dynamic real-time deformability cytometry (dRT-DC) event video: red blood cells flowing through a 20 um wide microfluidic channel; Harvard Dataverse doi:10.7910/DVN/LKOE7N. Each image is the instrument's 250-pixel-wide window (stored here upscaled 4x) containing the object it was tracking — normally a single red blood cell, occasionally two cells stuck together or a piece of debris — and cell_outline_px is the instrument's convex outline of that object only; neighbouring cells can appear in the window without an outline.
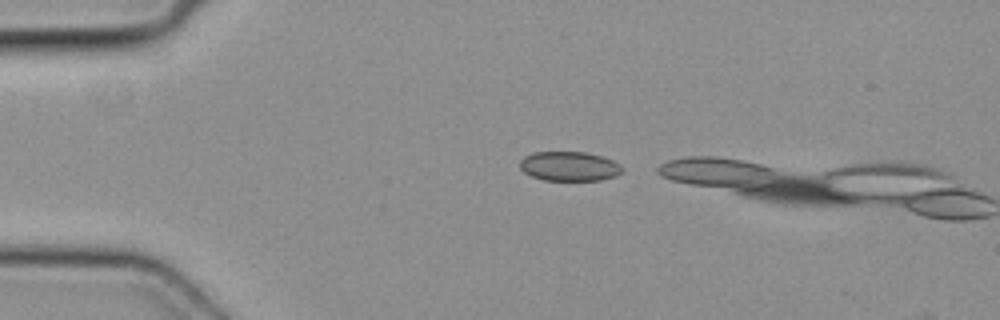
{"species": "common noctule bat (a hibernating species)", "species_latin": "Nyctalus noctula", "temperature_condition": "cold", "stored_images_in_passage": 3, "camera_frame_rate_fps": 3000, "um_per_image_px": 0.085, "animal": {"sex": "female", "body_mass_g": 19.3, "forearm_length_mm": 54.1}, "frame": {"image": 1, "passage_image": 2, "time_ms": 0.333, "image_size_px": [1000, 320], "cell_outline_px": [[624, 172], [616, 176], [600, 180], [544, 180], [532, 176], [524, 172], [520, 168], [520, 160], [524, 156], [532, 152], [588, 152], [612, 160], [620, 164], [624, 168]], "centroid_in_image_um": [48.41, 14.13], "position_along_channel_um": 36.6, "area_um2": 17.69}}